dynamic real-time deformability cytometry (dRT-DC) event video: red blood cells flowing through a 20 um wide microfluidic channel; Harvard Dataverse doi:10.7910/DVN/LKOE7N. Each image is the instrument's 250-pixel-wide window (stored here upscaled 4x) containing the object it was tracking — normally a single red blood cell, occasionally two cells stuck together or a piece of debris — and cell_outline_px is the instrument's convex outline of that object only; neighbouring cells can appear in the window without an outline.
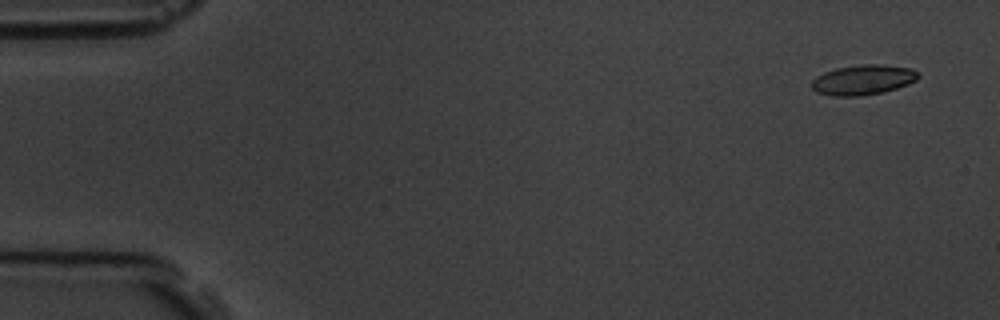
{"species": "common noctule bat (a hibernating species)", "species_latin": "Nyctalus noctula", "temperature_condition": "room temperature", "stored_images_in_passage": 4, "camera_frame_rate_fps": 3000, "um_per_image_px": 0.085, "animal": {"sex": "male", "body_mass_g": 19.5, "forearm_length_mm": 54.6}, "frame": {"image": 1, "passage_image": 1, "time_ms": 0.0, "image_size_px": [1000, 320], "cell_outline_px": [[920, 76], [916, 80], [908, 84], [884, 92], [860, 96], [832, 96], [816, 92], [812, 88], [812, 80], [816, 76], [824, 72], [836, 68], [860, 64], [880, 64], [912, 68], [920, 72]], "centroid_in_image_um": [73.37, 6.78], "position_along_channel_um": 11.6, "area_um2": 18.84}}
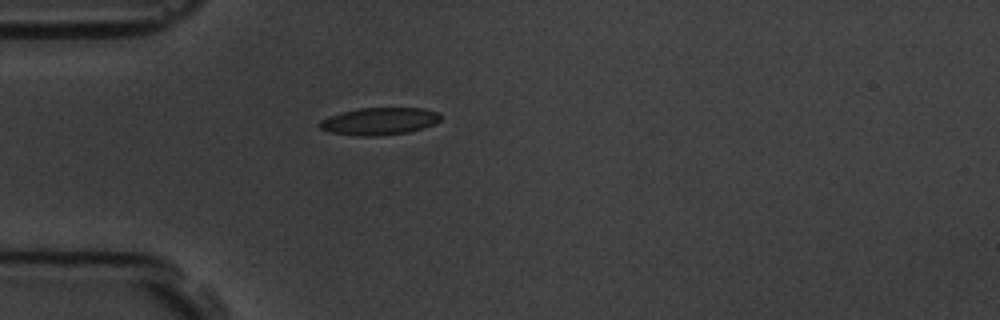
{"frame": {"image": 2, "passage_image": 4, "time_ms": 4.333, "image_size_px": [1000, 320], "cell_outline_px": [[440, 120], [436, 124], [424, 128], [408, 132], [376, 136], [356, 136], [328, 132], [320, 128], [320, 120], [328, 116], [340, 112], [360, 108], [424, 108], [440, 112]], "centroid_in_image_um": [32.26, 10.3], "position_along_channel_um": 52.7, "area_um2": 19.48}}